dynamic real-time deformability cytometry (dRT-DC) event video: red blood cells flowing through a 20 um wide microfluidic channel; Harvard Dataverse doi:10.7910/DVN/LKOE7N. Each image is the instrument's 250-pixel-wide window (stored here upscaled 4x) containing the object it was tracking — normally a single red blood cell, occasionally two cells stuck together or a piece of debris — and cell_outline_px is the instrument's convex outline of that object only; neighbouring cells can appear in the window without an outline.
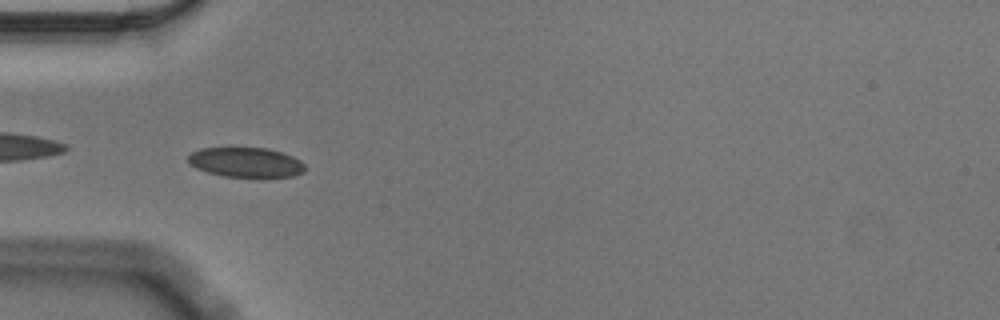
{"species": "Egyptian fruit bat (a non-hibernating species)", "species_latin": "Rousettus aegyptiacus", "temperature_condition": "cold", "stored_images_in_passage": 42, "camera_frame_rate_fps": 3000, "um_per_image_px": 0.085, "animal": {"sex": "male"}, "frame": {"image": 1, "passage_image": 3, "time_ms": 0.667, "image_size_px": [1000, 320], "cell_outline_px": [[304, 172], [296, 176], [224, 176], [208, 172], [196, 168], [188, 164], [188, 156], [192, 152], [200, 148], [268, 148], [292, 156], [300, 160], [304, 164]], "centroid_in_image_um": [20.88, 13.79], "position_along_channel_um": 64.1, "area_um2": 20.06}}
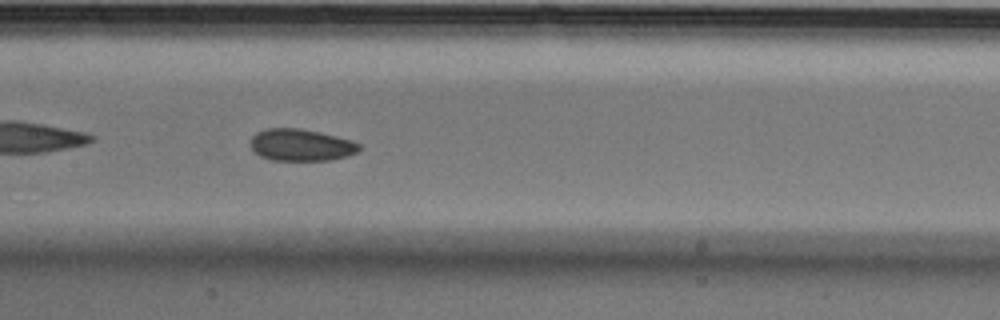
{"frame": {"image": 2, "passage_image": 13, "time_ms": 4.0, "image_size_px": [1000, 320], "cell_outline_px": [[360, 148], [356, 152], [348, 156], [332, 160], [268, 160], [260, 156], [252, 148], [252, 136], [256, 132], [264, 128], [300, 128], [320, 132], [352, 140], [360, 144]], "centroid_in_image_um": [25.59, 12.32], "position_along_channel_um": 181.8, "area_um2": 20.29}}
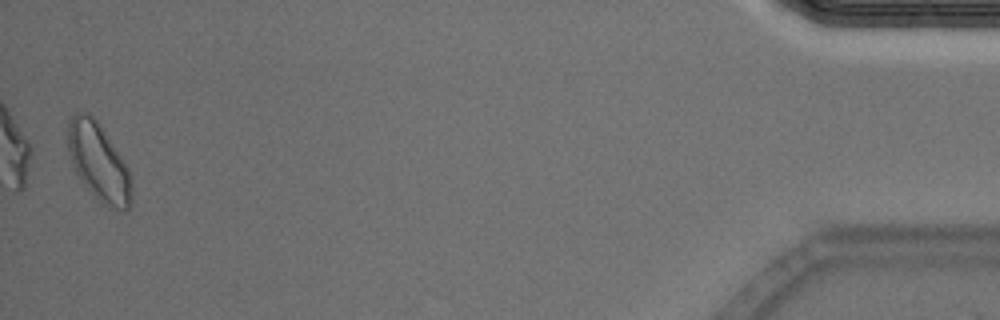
{"frame": {"image": 3, "passage_image": 41, "time_ms": 13.333, "image_size_px": [1000, 320], "cell_outline_px": [[132, 204], [124, 212], [120, 212], [100, 204], [92, 196], [80, 180], [72, 168], [68, 152], [68, 116], [76, 112], [88, 112], [96, 120], [124, 160], [128, 168], [132, 184]], "centroid_in_image_um": [8.37, 13.84], "position_along_channel_um": 426.8, "area_um2": 29.59}, "authors_computed_cell_mechanics": {"area_um2": 21.0392, "velocity_mm_per_s": 3.5396, "shape_relaxation_time_tau1_ms": 5.3348, "shape_relaxation_time_tau2_ms": 2.5215, "deformation_change_tau1": 0.0554, "deformation_change_tau2": 0.0596}}